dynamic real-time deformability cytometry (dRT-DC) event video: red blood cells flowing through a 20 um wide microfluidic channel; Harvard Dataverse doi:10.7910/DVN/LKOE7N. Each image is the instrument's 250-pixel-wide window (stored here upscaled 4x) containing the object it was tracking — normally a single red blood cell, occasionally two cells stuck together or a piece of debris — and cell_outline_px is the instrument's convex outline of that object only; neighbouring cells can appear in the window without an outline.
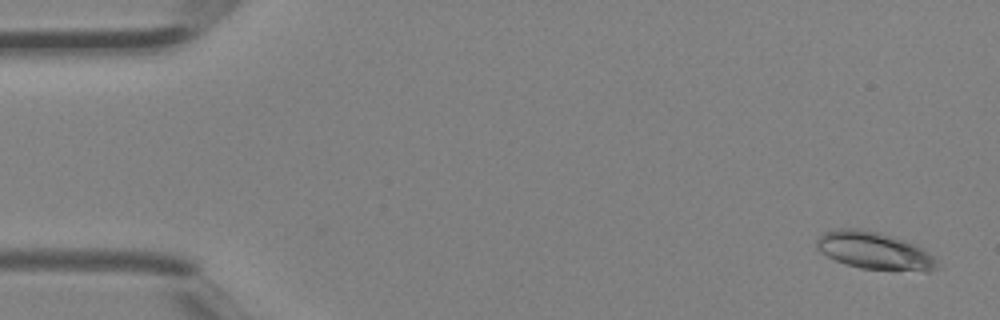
{"species": "Egyptian fruit bat (a non-hibernating species)", "species_latin": "Rousettus aegyptiacus", "temperature_condition": "room temperature", "stored_images_in_passage": 3, "camera_frame_rate_fps": 3000, "um_per_image_px": 0.085, "animal": {"sex": "female"}, "frame": {"image": 1, "passage_image": 1, "time_ms": 0.0, "image_size_px": [1000, 320], "cell_outline_px": [[940, 268], [928, 272], [924, 272], [860, 268], [844, 264], [820, 252], [816, 248], [816, 240], [824, 232], [836, 228], [860, 228], [880, 232], [904, 240], [924, 248], [940, 260]], "centroid_in_image_um": [74.39, 21.32], "position_along_channel_um": 10.6, "area_um2": 26.93}}
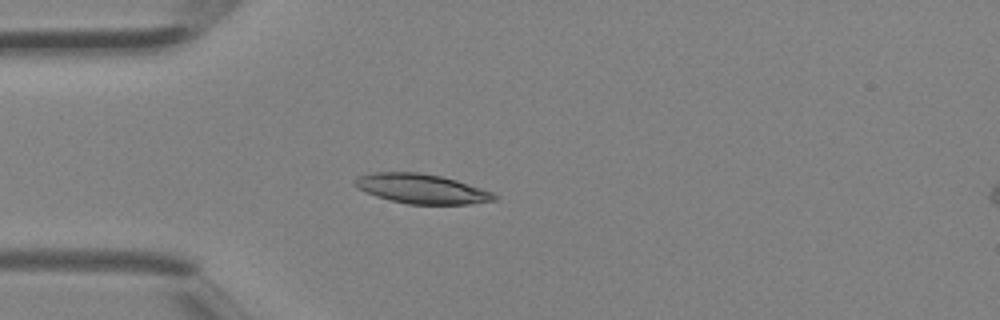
{"frame": {"image": 2, "passage_image": 3, "time_ms": 0.667, "image_size_px": [1000, 320], "cell_outline_px": [[496, 200], [468, 204], [408, 204], [376, 196], [356, 188], [352, 184], [352, 180], [360, 176], [372, 172], [420, 172], [440, 176], [456, 180], [492, 192], [496, 196]], "centroid_in_image_um": [35.78, 16.04], "position_along_channel_um": 49.2, "area_um2": 23.93}}